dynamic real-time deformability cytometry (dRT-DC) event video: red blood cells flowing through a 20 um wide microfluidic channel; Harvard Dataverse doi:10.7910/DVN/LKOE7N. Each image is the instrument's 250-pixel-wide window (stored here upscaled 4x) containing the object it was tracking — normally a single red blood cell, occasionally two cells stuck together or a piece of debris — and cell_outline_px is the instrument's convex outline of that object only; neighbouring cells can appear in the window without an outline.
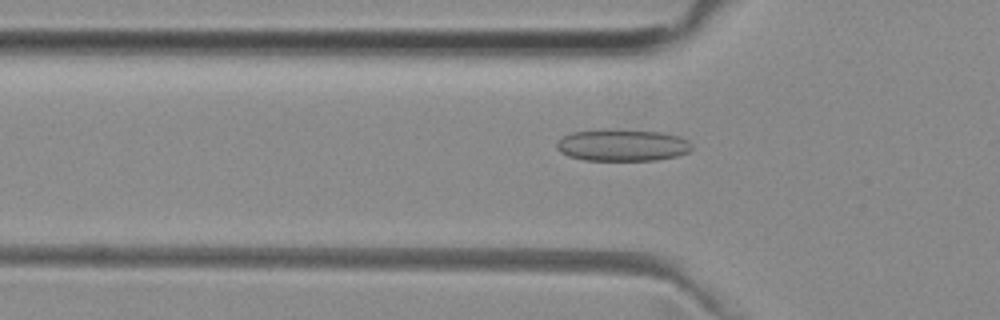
{"species": "common noctule bat (a hibernating species)", "species_latin": "Nyctalus noctula", "temperature_condition": "room temperature", "stored_images_in_passage": 38, "camera_frame_rate_fps": 3000, "um_per_image_px": 0.085, "animal": {"sex": "female", "body_mass_g": 29.2, "forearm_length_mm": 56.3}, "frame": {"image": 1, "passage_image": 8, "time_ms": 2.333, "image_size_px": [1000, 320], "cell_outline_px": [[692, 148], [688, 152], [676, 156], [656, 160], [584, 160], [568, 156], [560, 152], [556, 148], [556, 144], [564, 136], [572, 132], [604, 128], [608, 128], [664, 132], [680, 136], [688, 140], [692, 144]], "centroid_in_image_um": [52.91, 12.32], "position_along_channel_um": 72.9, "area_um2": 25.49}}
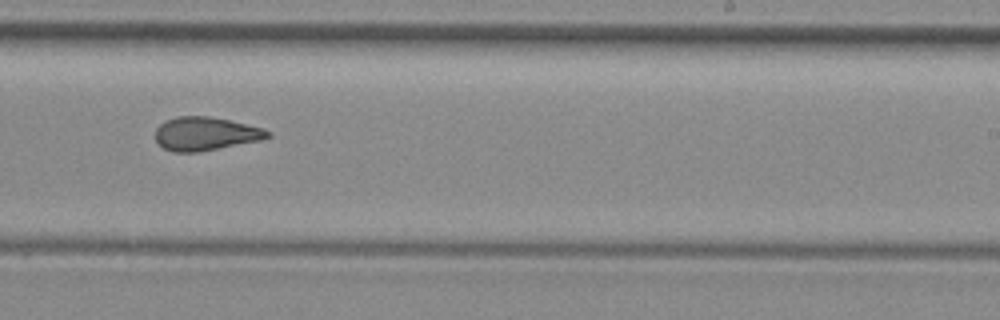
{"frame": {"image": 2, "passage_image": 23, "time_ms": 7.333, "image_size_px": [1000, 320], "cell_outline_px": [[272, 136], [264, 140], [196, 152], [172, 152], [164, 148], [156, 140], [156, 128], [164, 120], [176, 116], [208, 116], [228, 120], [264, 128], [272, 132]], "centroid_in_image_um": [17.5, 11.36], "position_along_channel_um": 271.5, "area_um2": 22.02}}
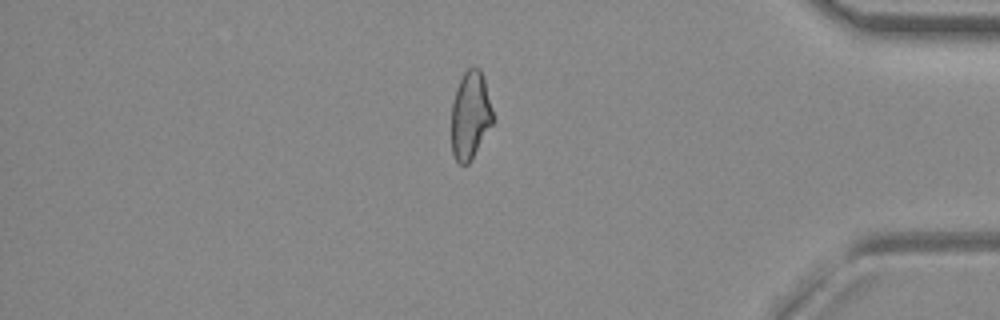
{"frame": {"image": 3, "passage_image": 35, "time_ms": 11.333, "image_size_px": [1000, 320], "cell_outline_px": [[496, 120], [468, 164], [460, 164], [456, 160], [452, 152], [452, 104], [456, 88], [464, 72], [472, 64], [480, 68], [484, 76]], "centroid_in_image_um": [40.02, 9.75], "position_along_channel_um": 395.2, "area_um2": 21.68}, "authors_computed_cell_mechanics": {"area_um2": 22.253, "velocity_mm_per_s": 3.9607, "shape_relaxation_time_tau1_ms": null, "shape_relaxation_time_tau2_ms": 1.9567, "deformation_change_tau1": null, "deformation_change_tau2": 0.1039}}